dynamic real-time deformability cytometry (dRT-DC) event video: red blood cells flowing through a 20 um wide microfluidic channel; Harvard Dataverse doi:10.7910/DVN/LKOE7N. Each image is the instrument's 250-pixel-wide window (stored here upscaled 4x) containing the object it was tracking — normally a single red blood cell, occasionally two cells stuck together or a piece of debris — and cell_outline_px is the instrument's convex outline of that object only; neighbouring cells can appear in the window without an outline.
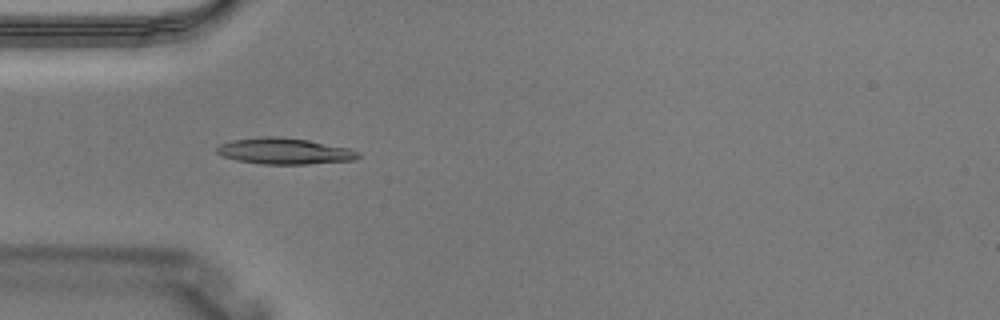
{"species": "Egyptian fruit bat (a non-hibernating species)", "species_latin": "Rousettus aegyptiacus", "temperature_condition": "warm", "stored_images_in_passage": 2, "camera_frame_rate_fps": 3000, "um_per_image_px": 0.085, "animal": {"sex": "male"}, "frame": {"image": 1, "passage_image": 2, "time_ms": 0.333, "image_size_px": [1000, 320], "cell_outline_px": [[360, 156], [356, 160], [308, 164], [260, 164], [236, 160], [224, 156], [216, 152], [216, 148], [220, 144], [232, 140], [260, 136], [280, 136], [308, 140], [352, 148], [360, 152]], "centroid_in_image_um": [24.22, 12.84], "position_along_channel_um": 60.8, "area_um2": 21.85}}